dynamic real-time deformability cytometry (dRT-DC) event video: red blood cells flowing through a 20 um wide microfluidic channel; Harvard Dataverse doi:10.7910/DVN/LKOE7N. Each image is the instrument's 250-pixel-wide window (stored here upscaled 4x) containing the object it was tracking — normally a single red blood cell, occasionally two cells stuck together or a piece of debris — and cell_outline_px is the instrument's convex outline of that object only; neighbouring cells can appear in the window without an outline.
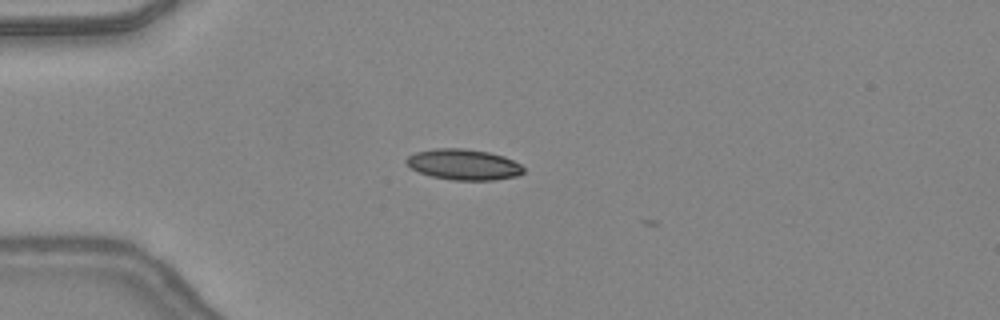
{"species": "common noctule bat (a hibernating species)", "species_latin": "Nyctalus noctula", "temperature_condition": "warm", "stored_images_in_passage": 2, "camera_frame_rate_fps": 3000, "um_per_image_px": 0.085, "animal": {"sex": "female", "body_mass_g": 24.6, "forearm_length_mm": 56.2}, "frame": {"image": 1, "passage_image": 1, "time_ms": 0.0, "image_size_px": [1000, 320], "cell_outline_px": [[524, 172], [516, 176], [492, 180], [452, 180], [432, 176], [420, 172], [412, 168], [404, 160], [408, 156], [416, 152], [432, 148], [464, 148], [488, 152], [504, 156], [520, 164], [524, 168]], "centroid_in_image_um": [39.4, 13.97], "position_along_channel_um": 45.6, "area_um2": 20.92}}